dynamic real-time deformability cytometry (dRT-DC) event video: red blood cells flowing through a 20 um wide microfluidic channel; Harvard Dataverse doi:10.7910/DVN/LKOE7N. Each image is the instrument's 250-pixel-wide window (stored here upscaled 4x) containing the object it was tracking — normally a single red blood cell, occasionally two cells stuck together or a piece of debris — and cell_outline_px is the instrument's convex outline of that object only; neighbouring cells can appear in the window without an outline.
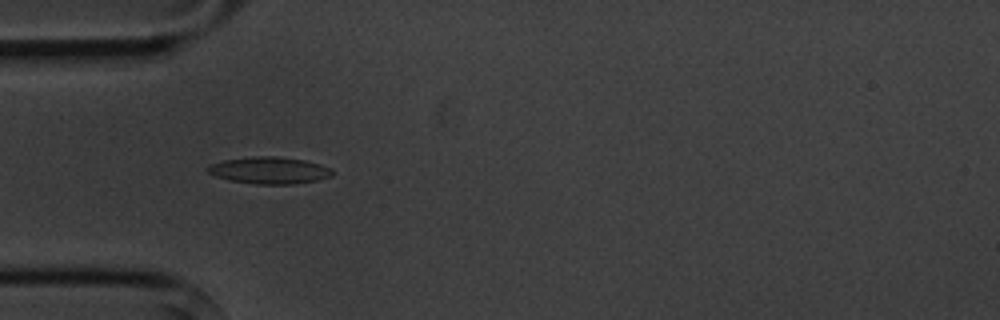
{"species": "common noctule bat (a hibernating species)", "species_latin": "Nyctalus noctula", "temperature_condition": "cold", "stored_images_in_passage": 5, "camera_frame_rate_fps": 3000, "um_per_image_px": 0.085, "animal": {"sex": "male", "body_mass_g": 20.1, "forearm_length_mm": 53.5}, "frame": {"image": 1, "passage_image": 4, "time_ms": 4.333, "image_size_px": [1000, 320], "cell_outline_px": [[336, 172], [332, 176], [316, 180], [292, 184], [256, 184], [228, 180], [216, 176], [208, 172], [208, 164], [224, 160], [252, 156], [276, 156], [304, 160], [320, 164], [332, 168]], "centroid_in_image_um": [22.92, 14.47], "position_along_channel_um": 62.1, "area_um2": 19.59}}
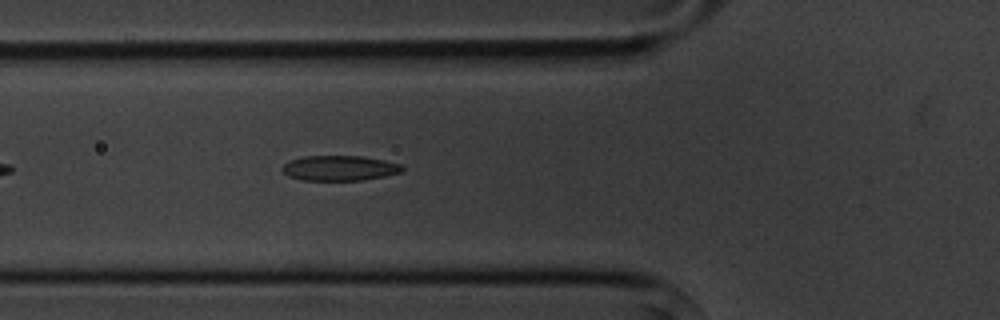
{"frame": {"image": 2, "passage_image": 5, "time_ms": 5.333, "image_size_px": [1000, 320], "cell_outline_px": [[404, 168], [400, 172], [384, 176], [364, 180], [300, 180], [288, 176], [280, 168], [288, 160], [304, 156], [360, 156], [384, 160], [404, 164]], "centroid_in_image_um": [28.85, 14.28], "position_along_channel_um": 97.0, "area_um2": 17.69}}